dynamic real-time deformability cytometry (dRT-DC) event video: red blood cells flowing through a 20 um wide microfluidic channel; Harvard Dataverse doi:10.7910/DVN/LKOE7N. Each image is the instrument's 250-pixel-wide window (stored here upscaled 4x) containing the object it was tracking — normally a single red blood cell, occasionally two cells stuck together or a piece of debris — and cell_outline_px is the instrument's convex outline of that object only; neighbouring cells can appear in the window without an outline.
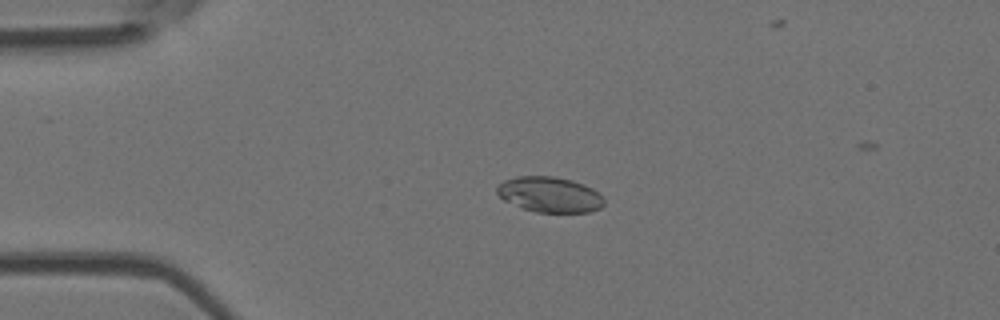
{"species": "Egyptian fruit bat (a non-hibernating species)", "species_latin": "Rousettus aegyptiacus", "temperature_condition": "room temperature", "stored_images_in_passage": 52, "camera_frame_rate_fps": 3000, "um_per_image_px": 0.085, "animal": {"sex": "female"}, "frame": {"image": 1, "passage_image": 12, "time_ms": 3.667, "image_size_px": [1000, 320], "cell_outline_px": [[604, 204], [600, 208], [588, 212], [536, 212], [520, 208], [504, 200], [496, 192], [496, 188], [504, 180], [516, 176], [556, 176], [572, 180], [584, 184], [592, 188], [604, 196]], "centroid_in_image_um": [46.73, 16.53], "position_along_channel_um": 38.3, "area_um2": 22.31}}
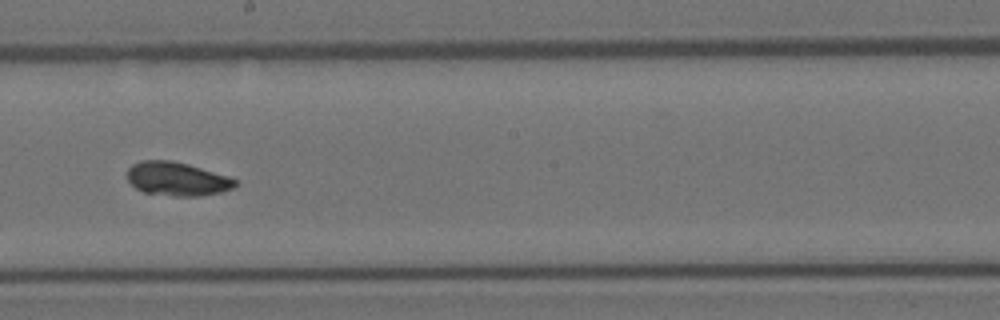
{"frame": {"image": 2, "passage_image": 29, "time_ms": 9.333, "image_size_px": [1000, 320], "cell_outline_px": [[240, 184], [232, 188], [220, 192], [200, 196], [172, 196], [144, 192], [136, 188], [128, 180], [128, 168], [132, 164], [140, 160], [172, 160], [188, 164], [228, 176], [236, 180]], "centroid_in_image_um": [15.05, 15.2], "position_along_channel_um": 233.1, "area_um2": 21.21}}
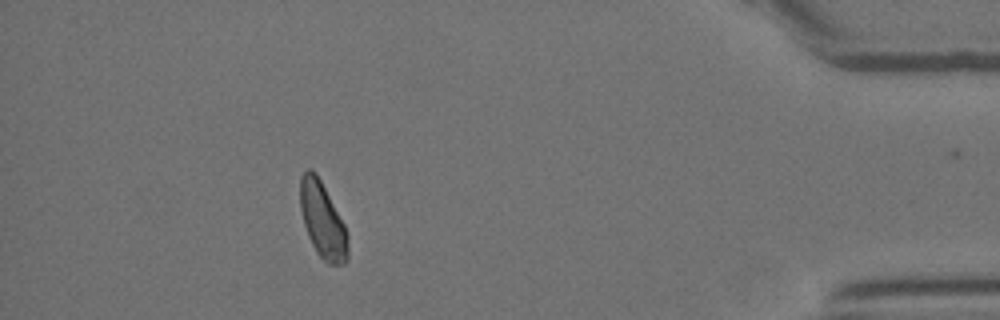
{"frame": {"image": 3, "passage_image": 46, "time_ms": 15.0, "image_size_px": [1000, 320], "cell_outline_px": [[348, 260], [344, 264], [328, 264], [316, 252], [308, 236], [304, 224], [300, 208], [300, 176], [308, 168], [312, 168], [316, 172], [344, 224], [348, 236]], "centroid_in_image_um": [27.41, 18.72], "position_along_channel_um": 407.8, "area_um2": 21.04}, "authors_computed_cell_mechanics": {"area_um2": 21.3282, "velocity_mm_per_s": 4.0035, "shape_relaxation_time_tau1_ms": null, "shape_relaxation_time_tau2_ms": 5.1691, "deformation_change_tau1": null, "deformation_change_tau2": 0.0972}}